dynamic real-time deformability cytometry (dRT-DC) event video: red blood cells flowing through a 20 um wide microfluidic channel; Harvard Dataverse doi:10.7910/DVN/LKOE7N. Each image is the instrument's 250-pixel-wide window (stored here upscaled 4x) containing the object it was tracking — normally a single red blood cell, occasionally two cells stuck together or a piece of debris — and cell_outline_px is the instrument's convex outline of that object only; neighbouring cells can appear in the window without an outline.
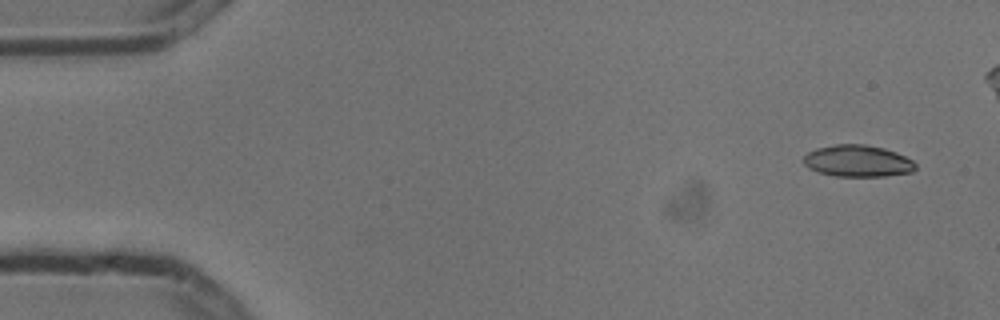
{"species": "common noctule bat (a hibernating species)", "species_latin": "Nyctalus noctula", "temperature_condition": "cold", "stored_images_in_passage": 4, "camera_frame_rate_fps": 3000, "um_per_image_px": 0.085, "animal": {"sex": "male", "body_mass_g": 13.3}, "frame": {"image": 1, "passage_image": 1, "time_ms": 0.0, "image_size_px": [1000, 320], "cell_outline_px": [[916, 168], [912, 172], [884, 176], [836, 176], [820, 172], [808, 168], [804, 164], [804, 156], [808, 152], [816, 148], [836, 144], [864, 144], [884, 148], [896, 152], [912, 160], [916, 164]], "centroid_in_image_um": [72.91, 13.68], "position_along_channel_um": 12.1, "area_um2": 20.63}}